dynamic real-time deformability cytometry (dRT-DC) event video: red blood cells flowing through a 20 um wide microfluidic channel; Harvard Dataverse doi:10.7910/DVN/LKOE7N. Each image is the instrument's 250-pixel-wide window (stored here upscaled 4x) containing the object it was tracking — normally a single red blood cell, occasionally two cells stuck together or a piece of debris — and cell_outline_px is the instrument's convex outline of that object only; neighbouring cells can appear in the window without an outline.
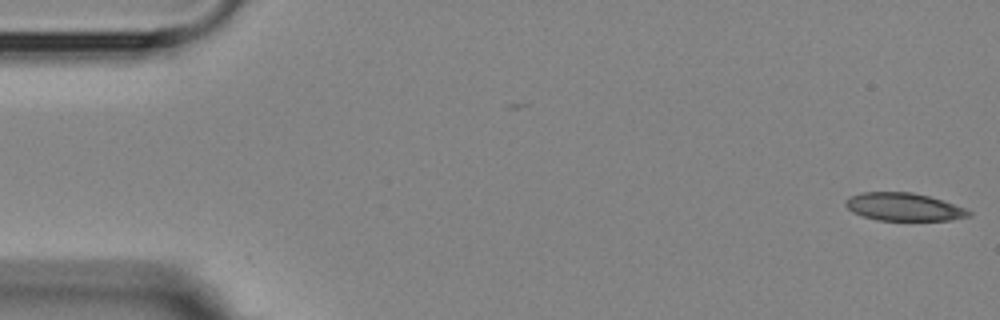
{"species": "Egyptian fruit bat (a non-hibernating species)", "species_latin": "Rousettus aegyptiacus", "temperature_condition": "room temperature", "stored_images_in_passage": 4, "camera_frame_rate_fps": 3000, "um_per_image_px": 0.085, "animal": {"sex": "female"}, "frame": {"image": 1, "passage_image": 1, "time_ms": 0.0, "image_size_px": [1000, 320], "cell_outline_px": [[972, 216], [952, 220], [876, 220], [852, 212], [844, 204], [844, 200], [848, 196], [860, 192], [912, 192], [928, 196], [964, 208], [972, 212]], "centroid_in_image_um": [76.78, 17.58], "position_along_channel_um": 8.2, "area_um2": 20.0}}
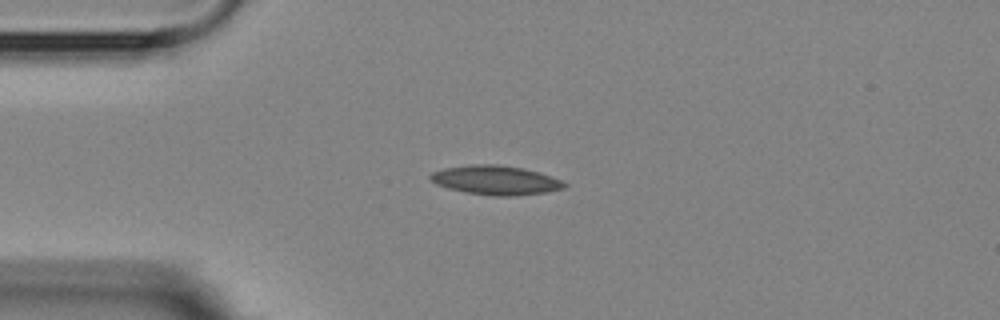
{"frame": {"image": 2, "passage_image": 4, "time_ms": 4.0, "image_size_px": [1000, 320], "cell_outline_px": [[568, 184], [564, 188], [544, 192], [516, 196], [496, 196], [464, 192], [448, 188], [436, 184], [428, 176], [432, 172], [444, 168], [468, 164], [496, 164], [524, 168], [560, 180]], "centroid_in_image_um": [42.08, 15.31], "position_along_channel_um": 42.9, "area_um2": 22.66}}